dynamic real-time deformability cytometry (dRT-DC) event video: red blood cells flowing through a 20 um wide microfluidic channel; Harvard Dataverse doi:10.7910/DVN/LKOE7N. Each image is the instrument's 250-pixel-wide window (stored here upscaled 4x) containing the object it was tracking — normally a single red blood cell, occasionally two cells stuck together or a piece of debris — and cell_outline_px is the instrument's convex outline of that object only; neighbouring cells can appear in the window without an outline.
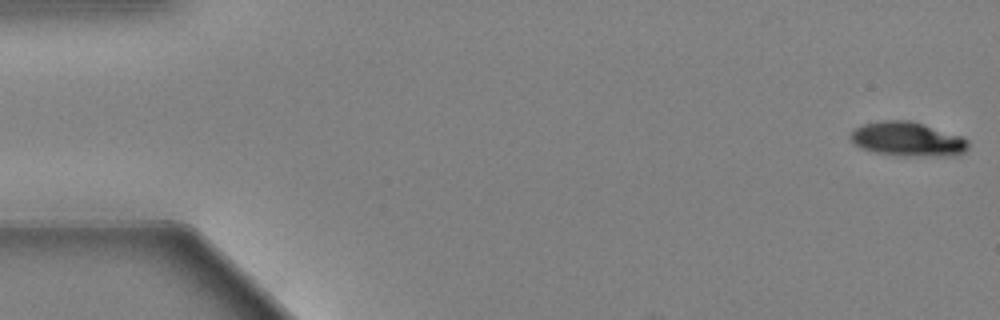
{"species": "Egyptian fruit bat (a non-hibernating species)", "species_latin": "Rousettus aegyptiacus", "temperature_condition": "warm", "stored_images_in_passage": 11, "camera_frame_rate_fps": 3000, "um_per_image_px": 0.085, "animal": {"sex": "female"}, "frame": {"image": 1, "passage_image": 1, "time_ms": 0.0, "image_size_px": [1000, 320], "cell_outline_px": [[968, 148], [960, 156], [900, 156], [876, 152], [860, 148], [848, 136], [852, 128], [864, 124], [880, 120], [912, 120], [964, 136], [968, 140]], "centroid_in_image_um": [77.18, 11.82], "position_along_channel_um": 7.8, "area_um2": 24.1}}